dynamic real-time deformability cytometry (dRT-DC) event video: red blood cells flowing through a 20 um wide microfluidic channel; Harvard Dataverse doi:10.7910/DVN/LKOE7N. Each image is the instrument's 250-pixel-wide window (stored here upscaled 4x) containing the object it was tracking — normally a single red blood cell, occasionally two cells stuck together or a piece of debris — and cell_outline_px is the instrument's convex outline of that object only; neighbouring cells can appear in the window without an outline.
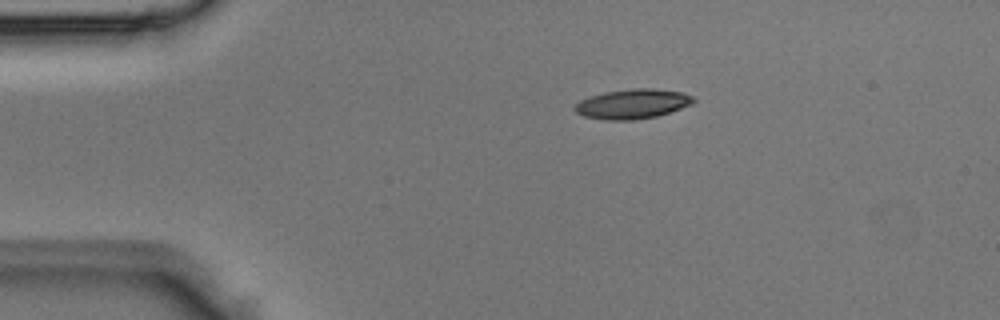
{"species": "Egyptian fruit bat (a non-hibernating species)", "species_latin": "Rousettus aegyptiacus", "temperature_condition": "room temperature", "stored_images_in_passage": 2, "camera_frame_rate_fps": 3000, "um_per_image_px": 0.085, "animal": {"sex": "male"}, "frame": {"image": 1, "passage_image": 1, "time_ms": 0.0, "image_size_px": [1000, 320], "cell_outline_px": [[696, 100], [692, 104], [656, 116], [632, 120], [604, 120], [584, 116], [576, 112], [572, 108], [580, 100], [604, 92], [632, 88], [652, 88], [684, 92], [696, 96]], "centroid_in_image_um": [53.79, 8.82], "position_along_channel_um": 31.2, "area_um2": 20.58}}